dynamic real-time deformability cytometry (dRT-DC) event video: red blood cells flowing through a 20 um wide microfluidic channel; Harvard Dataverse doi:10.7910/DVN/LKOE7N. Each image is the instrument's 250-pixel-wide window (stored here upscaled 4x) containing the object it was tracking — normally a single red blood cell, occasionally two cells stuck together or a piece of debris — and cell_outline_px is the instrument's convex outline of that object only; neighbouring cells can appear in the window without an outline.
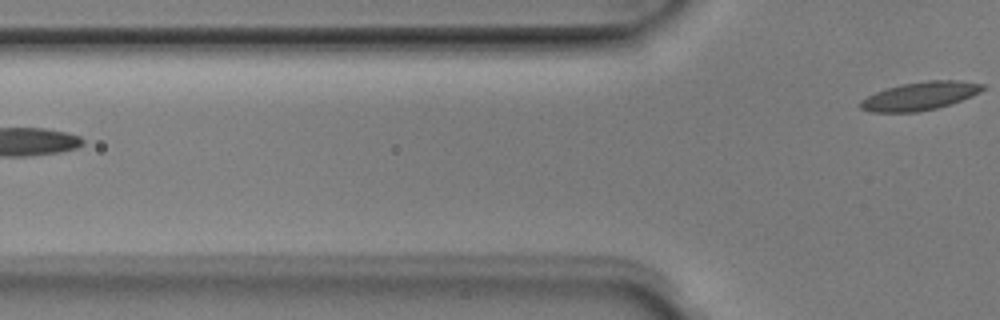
{"species": "Egyptian fruit bat (a non-hibernating species)", "species_latin": "Rousettus aegyptiacus", "temperature_condition": "room temperature", "stored_images_in_passage": 2, "camera_frame_rate_fps": 3000, "um_per_image_px": 0.085, "animal": {"sex": "male"}, "frame": {"image": 1, "passage_image": 2, "time_ms": 0.333, "image_size_px": [1000, 320], "cell_outline_px": [[984, 88], [980, 92], [972, 96], [936, 108], [916, 112], [872, 112], [860, 108], [856, 104], [860, 100], [876, 92], [900, 84], [928, 80], [956, 80], [984, 84]], "centroid_in_image_um": [78.15, 8.16], "position_along_channel_um": 47.6, "area_um2": 20.0}}